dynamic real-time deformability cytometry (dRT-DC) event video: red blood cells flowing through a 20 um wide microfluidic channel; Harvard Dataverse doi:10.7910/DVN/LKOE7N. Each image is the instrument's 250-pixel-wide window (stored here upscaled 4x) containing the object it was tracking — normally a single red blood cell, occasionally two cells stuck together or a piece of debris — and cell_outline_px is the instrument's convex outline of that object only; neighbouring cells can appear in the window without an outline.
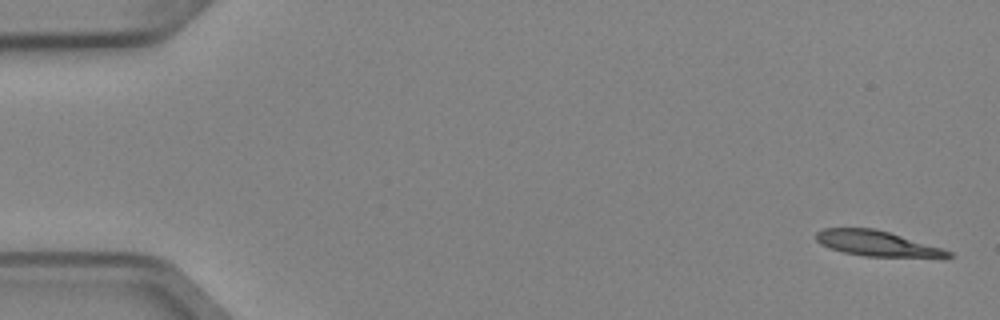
{"species": "Egyptian fruit bat (a non-hibernating species)", "species_latin": "Rousettus aegyptiacus", "temperature_condition": "cold", "stored_images_in_passage": 4, "camera_frame_rate_fps": 3000, "um_per_image_px": 0.085, "animal": {"sex": "female"}, "frame": {"image": 1, "passage_image": 1, "time_ms": 0.0, "image_size_px": [1000, 320], "cell_outline_px": [[952, 256], [864, 256], [844, 252], [820, 244], [816, 240], [816, 232], [824, 228], [872, 228], [888, 232], [940, 248], [952, 252]], "centroid_in_image_um": [74.41, 20.67], "position_along_channel_um": 10.6, "area_um2": 18.67}}
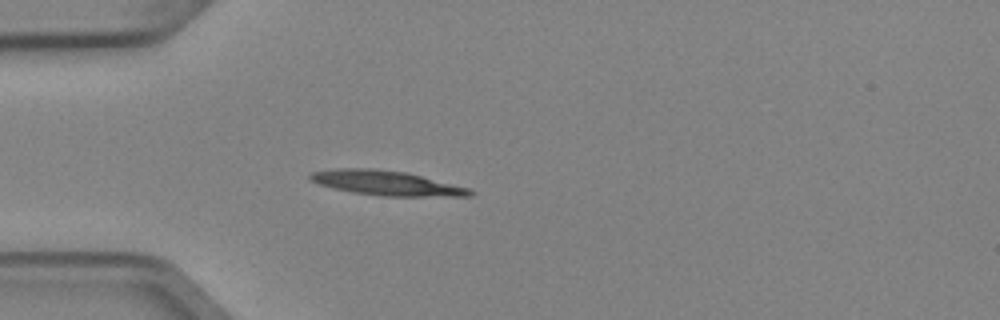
{"frame": {"image": 2, "passage_image": 4, "time_ms": 1.0, "image_size_px": [1000, 320], "cell_outline_px": [[476, 192], [472, 196], [384, 196], [352, 192], [332, 188], [320, 184], [312, 180], [308, 176], [312, 172], [336, 168], [372, 168], [408, 172], [468, 188]], "centroid_in_image_um": [32.86, 15.55], "position_along_channel_um": 52.1, "area_um2": 22.89}}